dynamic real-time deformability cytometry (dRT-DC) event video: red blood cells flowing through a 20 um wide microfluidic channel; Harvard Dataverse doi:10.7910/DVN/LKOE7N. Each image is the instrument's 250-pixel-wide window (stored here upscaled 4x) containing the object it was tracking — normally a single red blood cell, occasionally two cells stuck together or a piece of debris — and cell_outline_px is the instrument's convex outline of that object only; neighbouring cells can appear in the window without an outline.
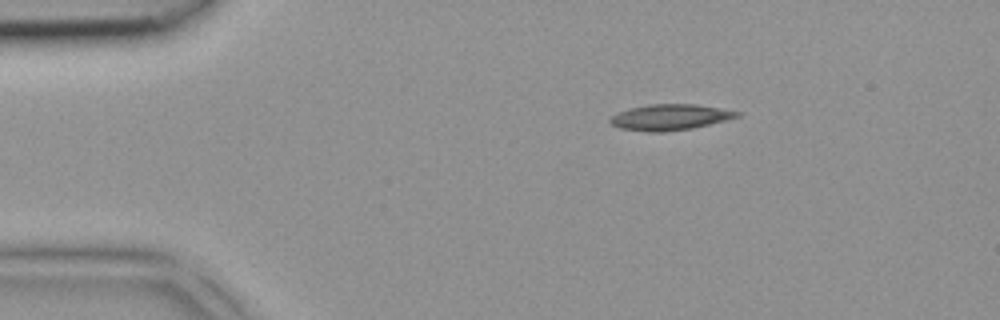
{"species": "common noctule bat (a hibernating species)", "species_latin": "Nyctalus noctula", "temperature_condition": "room temperature", "stored_images_in_passage": 2, "camera_frame_rate_fps": 3000, "um_per_image_px": 0.085, "animal": {"sex": "female", "body_mass_g": 18.4}, "frame": {"image": 1, "passage_image": 2, "time_ms": 0.333, "image_size_px": [1000, 320], "cell_outline_px": [[740, 116], [692, 128], [664, 132], [648, 132], [620, 128], [612, 124], [608, 120], [616, 112], [628, 108], [648, 104], [696, 104], [740, 112]], "centroid_in_image_um": [56.88, 9.96], "position_along_channel_um": 28.1, "area_um2": 19.02}}